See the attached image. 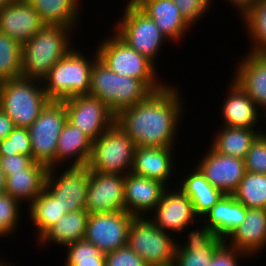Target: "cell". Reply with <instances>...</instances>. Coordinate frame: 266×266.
I'll return each mask as SVG.
<instances>
[{
	"label": "cell",
	"instance_id": "12",
	"mask_svg": "<svg viewBox=\"0 0 266 266\" xmlns=\"http://www.w3.org/2000/svg\"><path fill=\"white\" fill-rule=\"evenodd\" d=\"M62 102L67 111V120L92 140L97 139L115 123V115L93 95L72 96Z\"/></svg>",
	"mask_w": 266,
	"mask_h": 266
},
{
	"label": "cell",
	"instance_id": "31",
	"mask_svg": "<svg viewBox=\"0 0 266 266\" xmlns=\"http://www.w3.org/2000/svg\"><path fill=\"white\" fill-rule=\"evenodd\" d=\"M209 144L216 152L232 156L239 159H245L251 144L260 134H266V131L260 129L237 128L220 126Z\"/></svg>",
	"mask_w": 266,
	"mask_h": 266
},
{
	"label": "cell",
	"instance_id": "29",
	"mask_svg": "<svg viewBox=\"0 0 266 266\" xmlns=\"http://www.w3.org/2000/svg\"><path fill=\"white\" fill-rule=\"evenodd\" d=\"M89 214L85 209L65 213L57 223L49 227L38 239L39 245L51 242L60 247L85 238Z\"/></svg>",
	"mask_w": 266,
	"mask_h": 266
},
{
	"label": "cell",
	"instance_id": "33",
	"mask_svg": "<svg viewBox=\"0 0 266 266\" xmlns=\"http://www.w3.org/2000/svg\"><path fill=\"white\" fill-rule=\"evenodd\" d=\"M232 195L246 208L266 209V174L246 171Z\"/></svg>",
	"mask_w": 266,
	"mask_h": 266
},
{
	"label": "cell",
	"instance_id": "28",
	"mask_svg": "<svg viewBox=\"0 0 266 266\" xmlns=\"http://www.w3.org/2000/svg\"><path fill=\"white\" fill-rule=\"evenodd\" d=\"M187 173L179 179L178 187L192 201L196 216L202 220L224 194L212 186L197 167Z\"/></svg>",
	"mask_w": 266,
	"mask_h": 266
},
{
	"label": "cell",
	"instance_id": "24",
	"mask_svg": "<svg viewBox=\"0 0 266 266\" xmlns=\"http://www.w3.org/2000/svg\"><path fill=\"white\" fill-rule=\"evenodd\" d=\"M172 42L182 40L191 26L180 14L173 0H132ZM189 28V29H188Z\"/></svg>",
	"mask_w": 266,
	"mask_h": 266
},
{
	"label": "cell",
	"instance_id": "15",
	"mask_svg": "<svg viewBox=\"0 0 266 266\" xmlns=\"http://www.w3.org/2000/svg\"><path fill=\"white\" fill-rule=\"evenodd\" d=\"M125 175L89 172L85 210L88 214L125 211Z\"/></svg>",
	"mask_w": 266,
	"mask_h": 266
},
{
	"label": "cell",
	"instance_id": "50",
	"mask_svg": "<svg viewBox=\"0 0 266 266\" xmlns=\"http://www.w3.org/2000/svg\"><path fill=\"white\" fill-rule=\"evenodd\" d=\"M3 260V261H2ZM10 264V265H9ZM14 263H6V261H4V259H1L0 260V266H15V264L13 265Z\"/></svg>",
	"mask_w": 266,
	"mask_h": 266
},
{
	"label": "cell",
	"instance_id": "13",
	"mask_svg": "<svg viewBox=\"0 0 266 266\" xmlns=\"http://www.w3.org/2000/svg\"><path fill=\"white\" fill-rule=\"evenodd\" d=\"M133 218L126 211L89 214L84 239L104 254L124 247Z\"/></svg>",
	"mask_w": 266,
	"mask_h": 266
},
{
	"label": "cell",
	"instance_id": "22",
	"mask_svg": "<svg viewBox=\"0 0 266 266\" xmlns=\"http://www.w3.org/2000/svg\"><path fill=\"white\" fill-rule=\"evenodd\" d=\"M224 241L249 257L262 253L266 248V209L246 208L243 223Z\"/></svg>",
	"mask_w": 266,
	"mask_h": 266
},
{
	"label": "cell",
	"instance_id": "26",
	"mask_svg": "<svg viewBox=\"0 0 266 266\" xmlns=\"http://www.w3.org/2000/svg\"><path fill=\"white\" fill-rule=\"evenodd\" d=\"M48 167L33 161L22 172L9 173L6 180V193L28 206L45 189Z\"/></svg>",
	"mask_w": 266,
	"mask_h": 266
},
{
	"label": "cell",
	"instance_id": "1",
	"mask_svg": "<svg viewBox=\"0 0 266 266\" xmlns=\"http://www.w3.org/2000/svg\"><path fill=\"white\" fill-rule=\"evenodd\" d=\"M180 94L175 85L167 83L142 102L121 110L115 116V124L136 147H174L185 113L184 98Z\"/></svg>",
	"mask_w": 266,
	"mask_h": 266
},
{
	"label": "cell",
	"instance_id": "40",
	"mask_svg": "<svg viewBox=\"0 0 266 266\" xmlns=\"http://www.w3.org/2000/svg\"><path fill=\"white\" fill-rule=\"evenodd\" d=\"M185 21L193 27L211 9L212 0H173Z\"/></svg>",
	"mask_w": 266,
	"mask_h": 266
},
{
	"label": "cell",
	"instance_id": "47",
	"mask_svg": "<svg viewBox=\"0 0 266 266\" xmlns=\"http://www.w3.org/2000/svg\"><path fill=\"white\" fill-rule=\"evenodd\" d=\"M11 235L12 234L0 223V238L5 237L4 239H6V237L8 238Z\"/></svg>",
	"mask_w": 266,
	"mask_h": 266
},
{
	"label": "cell",
	"instance_id": "11",
	"mask_svg": "<svg viewBox=\"0 0 266 266\" xmlns=\"http://www.w3.org/2000/svg\"><path fill=\"white\" fill-rule=\"evenodd\" d=\"M58 168L60 169L61 166L48 169L45 189L66 213L85 209L89 185V167L87 165L65 166V169L62 168L61 171Z\"/></svg>",
	"mask_w": 266,
	"mask_h": 266
},
{
	"label": "cell",
	"instance_id": "19",
	"mask_svg": "<svg viewBox=\"0 0 266 266\" xmlns=\"http://www.w3.org/2000/svg\"><path fill=\"white\" fill-rule=\"evenodd\" d=\"M46 24L26 0H15L0 9V32L25 43Z\"/></svg>",
	"mask_w": 266,
	"mask_h": 266
},
{
	"label": "cell",
	"instance_id": "37",
	"mask_svg": "<svg viewBox=\"0 0 266 266\" xmlns=\"http://www.w3.org/2000/svg\"><path fill=\"white\" fill-rule=\"evenodd\" d=\"M27 155L32 158L31 140L27 127H15L0 141V155Z\"/></svg>",
	"mask_w": 266,
	"mask_h": 266
},
{
	"label": "cell",
	"instance_id": "4",
	"mask_svg": "<svg viewBox=\"0 0 266 266\" xmlns=\"http://www.w3.org/2000/svg\"><path fill=\"white\" fill-rule=\"evenodd\" d=\"M152 91L139 79L121 76L97 58L91 71L89 94L99 98L116 116L145 100Z\"/></svg>",
	"mask_w": 266,
	"mask_h": 266
},
{
	"label": "cell",
	"instance_id": "20",
	"mask_svg": "<svg viewBox=\"0 0 266 266\" xmlns=\"http://www.w3.org/2000/svg\"><path fill=\"white\" fill-rule=\"evenodd\" d=\"M226 91L220 114L223 125L227 127L259 129L260 108L253 99L232 79Z\"/></svg>",
	"mask_w": 266,
	"mask_h": 266
},
{
	"label": "cell",
	"instance_id": "17",
	"mask_svg": "<svg viewBox=\"0 0 266 266\" xmlns=\"http://www.w3.org/2000/svg\"><path fill=\"white\" fill-rule=\"evenodd\" d=\"M199 222L201 227L188 233L186 243L176 240L172 266H209L215 251L225 242L203 220L199 219Z\"/></svg>",
	"mask_w": 266,
	"mask_h": 266
},
{
	"label": "cell",
	"instance_id": "43",
	"mask_svg": "<svg viewBox=\"0 0 266 266\" xmlns=\"http://www.w3.org/2000/svg\"><path fill=\"white\" fill-rule=\"evenodd\" d=\"M32 162L33 159L27 155H0V166L6 176H8L9 173L22 172V170L26 169Z\"/></svg>",
	"mask_w": 266,
	"mask_h": 266
},
{
	"label": "cell",
	"instance_id": "35",
	"mask_svg": "<svg viewBox=\"0 0 266 266\" xmlns=\"http://www.w3.org/2000/svg\"><path fill=\"white\" fill-rule=\"evenodd\" d=\"M22 77V44L0 32V83Z\"/></svg>",
	"mask_w": 266,
	"mask_h": 266
},
{
	"label": "cell",
	"instance_id": "14",
	"mask_svg": "<svg viewBox=\"0 0 266 266\" xmlns=\"http://www.w3.org/2000/svg\"><path fill=\"white\" fill-rule=\"evenodd\" d=\"M152 213L153 215L148 216L149 219L160 230L172 234L185 233L188 227H193L194 223H199L192 201L177 186H174L173 189L167 187L163 191L161 200Z\"/></svg>",
	"mask_w": 266,
	"mask_h": 266
},
{
	"label": "cell",
	"instance_id": "45",
	"mask_svg": "<svg viewBox=\"0 0 266 266\" xmlns=\"http://www.w3.org/2000/svg\"><path fill=\"white\" fill-rule=\"evenodd\" d=\"M230 4H232V8H236L238 10V15L240 19L250 10V8L258 1V0H227ZM235 6V7H234Z\"/></svg>",
	"mask_w": 266,
	"mask_h": 266
},
{
	"label": "cell",
	"instance_id": "39",
	"mask_svg": "<svg viewBox=\"0 0 266 266\" xmlns=\"http://www.w3.org/2000/svg\"><path fill=\"white\" fill-rule=\"evenodd\" d=\"M244 161L247 172L266 174V134L255 139Z\"/></svg>",
	"mask_w": 266,
	"mask_h": 266
},
{
	"label": "cell",
	"instance_id": "48",
	"mask_svg": "<svg viewBox=\"0 0 266 266\" xmlns=\"http://www.w3.org/2000/svg\"><path fill=\"white\" fill-rule=\"evenodd\" d=\"M15 0H0V9L3 8L5 5L13 2Z\"/></svg>",
	"mask_w": 266,
	"mask_h": 266
},
{
	"label": "cell",
	"instance_id": "34",
	"mask_svg": "<svg viewBox=\"0 0 266 266\" xmlns=\"http://www.w3.org/2000/svg\"><path fill=\"white\" fill-rule=\"evenodd\" d=\"M241 19L252 45L248 51L266 54V0H258Z\"/></svg>",
	"mask_w": 266,
	"mask_h": 266
},
{
	"label": "cell",
	"instance_id": "6",
	"mask_svg": "<svg viewBox=\"0 0 266 266\" xmlns=\"http://www.w3.org/2000/svg\"><path fill=\"white\" fill-rule=\"evenodd\" d=\"M51 100L41 80L16 78L0 83V109L15 127H29Z\"/></svg>",
	"mask_w": 266,
	"mask_h": 266
},
{
	"label": "cell",
	"instance_id": "9",
	"mask_svg": "<svg viewBox=\"0 0 266 266\" xmlns=\"http://www.w3.org/2000/svg\"><path fill=\"white\" fill-rule=\"evenodd\" d=\"M176 238L160 230L149 217H134L129 228L127 245L147 266H172Z\"/></svg>",
	"mask_w": 266,
	"mask_h": 266
},
{
	"label": "cell",
	"instance_id": "42",
	"mask_svg": "<svg viewBox=\"0 0 266 266\" xmlns=\"http://www.w3.org/2000/svg\"><path fill=\"white\" fill-rule=\"evenodd\" d=\"M250 258L247 254L224 242L214 253L209 266H240V259Z\"/></svg>",
	"mask_w": 266,
	"mask_h": 266
},
{
	"label": "cell",
	"instance_id": "7",
	"mask_svg": "<svg viewBox=\"0 0 266 266\" xmlns=\"http://www.w3.org/2000/svg\"><path fill=\"white\" fill-rule=\"evenodd\" d=\"M126 7L122 11V17L113 25L115 33L123 39L131 48L145 56L154 65L157 64L167 37L159 30L145 12H143L132 0H127ZM162 46V47H161Z\"/></svg>",
	"mask_w": 266,
	"mask_h": 266
},
{
	"label": "cell",
	"instance_id": "2",
	"mask_svg": "<svg viewBox=\"0 0 266 266\" xmlns=\"http://www.w3.org/2000/svg\"><path fill=\"white\" fill-rule=\"evenodd\" d=\"M73 28L45 25L22 44V77L42 80L72 48ZM71 36V37H70Z\"/></svg>",
	"mask_w": 266,
	"mask_h": 266
},
{
	"label": "cell",
	"instance_id": "10",
	"mask_svg": "<svg viewBox=\"0 0 266 266\" xmlns=\"http://www.w3.org/2000/svg\"><path fill=\"white\" fill-rule=\"evenodd\" d=\"M67 111L62 101H50L28 127L32 159L48 168L55 166V154Z\"/></svg>",
	"mask_w": 266,
	"mask_h": 266
},
{
	"label": "cell",
	"instance_id": "25",
	"mask_svg": "<svg viewBox=\"0 0 266 266\" xmlns=\"http://www.w3.org/2000/svg\"><path fill=\"white\" fill-rule=\"evenodd\" d=\"M92 142L88 135L67 120L58 138L55 166H61L63 163L62 167H64L67 166V162L68 166L87 165L92 151Z\"/></svg>",
	"mask_w": 266,
	"mask_h": 266
},
{
	"label": "cell",
	"instance_id": "41",
	"mask_svg": "<svg viewBox=\"0 0 266 266\" xmlns=\"http://www.w3.org/2000/svg\"><path fill=\"white\" fill-rule=\"evenodd\" d=\"M105 266H147L128 245L105 254Z\"/></svg>",
	"mask_w": 266,
	"mask_h": 266
},
{
	"label": "cell",
	"instance_id": "3",
	"mask_svg": "<svg viewBox=\"0 0 266 266\" xmlns=\"http://www.w3.org/2000/svg\"><path fill=\"white\" fill-rule=\"evenodd\" d=\"M95 54V55H94ZM91 59L74 47L60 59L41 80L51 101H63L72 96L89 94L91 71L98 58L97 50Z\"/></svg>",
	"mask_w": 266,
	"mask_h": 266
},
{
	"label": "cell",
	"instance_id": "8",
	"mask_svg": "<svg viewBox=\"0 0 266 266\" xmlns=\"http://www.w3.org/2000/svg\"><path fill=\"white\" fill-rule=\"evenodd\" d=\"M136 144L117 124L92 142L90 171L127 175L132 170Z\"/></svg>",
	"mask_w": 266,
	"mask_h": 266
},
{
	"label": "cell",
	"instance_id": "44",
	"mask_svg": "<svg viewBox=\"0 0 266 266\" xmlns=\"http://www.w3.org/2000/svg\"><path fill=\"white\" fill-rule=\"evenodd\" d=\"M14 128L13 120L0 109V141L6 138Z\"/></svg>",
	"mask_w": 266,
	"mask_h": 266
},
{
	"label": "cell",
	"instance_id": "27",
	"mask_svg": "<svg viewBox=\"0 0 266 266\" xmlns=\"http://www.w3.org/2000/svg\"><path fill=\"white\" fill-rule=\"evenodd\" d=\"M246 216V207L233 195H223L202 219L221 239L225 240Z\"/></svg>",
	"mask_w": 266,
	"mask_h": 266
},
{
	"label": "cell",
	"instance_id": "38",
	"mask_svg": "<svg viewBox=\"0 0 266 266\" xmlns=\"http://www.w3.org/2000/svg\"><path fill=\"white\" fill-rule=\"evenodd\" d=\"M21 203L8 193L0 194V223L12 234L18 230ZM17 229V230H16Z\"/></svg>",
	"mask_w": 266,
	"mask_h": 266
},
{
	"label": "cell",
	"instance_id": "49",
	"mask_svg": "<svg viewBox=\"0 0 266 266\" xmlns=\"http://www.w3.org/2000/svg\"><path fill=\"white\" fill-rule=\"evenodd\" d=\"M260 109H262V111L260 110V113L263 112V115L260 117V120H263L264 117L266 118V104H264Z\"/></svg>",
	"mask_w": 266,
	"mask_h": 266
},
{
	"label": "cell",
	"instance_id": "36",
	"mask_svg": "<svg viewBox=\"0 0 266 266\" xmlns=\"http://www.w3.org/2000/svg\"><path fill=\"white\" fill-rule=\"evenodd\" d=\"M65 248L64 266H105V254L85 239L68 244Z\"/></svg>",
	"mask_w": 266,
	"mask_h": 266
},
{
	"label": "cell",
	"instance_id": "32",
	"mask_svg": "<svg viewBox=\"0 0 266 266\" xmlns=\"http://www.w3.org/2000/svg\"><path fill=\"white\" fill-rule=\"evenodd\" d=\"M28 207L29 219L36 228L37 239L66 213L46 189Z\"/></svg>",
	"mask_w": 266,
	"mask_h": 266
},
{
	"label": "cell",
	"instance_id": "21",
	"mask_svg": "<svg viewBox=\"0 0 266 266\" xmlns=\"http://www.w3.org/2000/svg\"><path fill=\"white\" fill-rule=\"evenodd\" d=\"M173 150L174 147H136L131 172L170 187L169 181L176 166Z\"/></svg>",
	"mask_w": 266,
	"mask_h": 266
},
{
	"label": "cell",
	"instance_id": "30",
	"mask_svg": "<svg viewBox=\"0 0 266 266\" xmlns=\"http://www.w3.org/2000/svg\"><path fill=\"white\" fill-rule=\"evenodd\" d=\"M46 25H64L76 30L82 0H26ZM80 7V8H79ZM80 18V19H79ZM79 21V23H78Z\"/></svg>",
	"mask_w": 266,
	"mask_h": 266
},
{
	"label": "cell",
	"instance_id": "23",
	"mask_svg": "<svg viewBox=\"0 0 266 266\" xmlns=\"http://www.w3.org/2000/svg\"><path fill=\"white\" fill-rule=\"evenodd\" d=\"M241 58L232 79L261 108L266 104V54L249 51Z\"/></svg>",
	"mask_w": 266,
	"mask_h": 266
},
{
	"label": "cell",
	"instance_id": "5",
	"mask_svg": "<svg viewBox=\"0 0 266 266\" xmlns=\"http://www.w3.org/2000/svg\"><path fill=\"white\" fill-rule=\"evenodd\" d=\"M111 33V37L107 35L95 47L98 58L113 72L141 80L152 92L161 90L167 83L158 77L157 65L131 48L114 31Z\"/></svg>",
	"mask_w": 266,
	"mask_h": 266
},
{
	"label": "cell",
	"instance_id": "16",
	"mask_svg": "<svg viewBox=\"0 0 266 266\" xmlns=\"http://www.w3.org/2000/svg\"><path fill=\"white\" fill-rule=\"evenodd\" d=\"M197 164L210 184L225 195H232L237 190L246 172L243 159L220 154L211 146Z\"/></svg>",
	"mask_w": 266,
	"mask_h": 266
},
{
	"label": "cell",
	"instance_id": "18",
	"mask_svg": "<svg viewBox=\"0 0 266 266\" xmlns=\"http://www.w3.org/2000/svg\"><path fill=\"white\" fill-rule=\"evenodd\" d=\"M166 188L159 181L128 173L124 181L125 211L134 217H148L160 202Z\"/></svg>",
	"mask_w": 266,
	"mask_h": 266
},
{
	"label": "cell",
	"instance_id": "46",
	"mask_svg": "<svg viewBox=\"0 0 266 266\" xmlns=\"http://www.w3.org/2000/svg\"><path fill=\"white\" fill-rule=\"evenodd\" d=\"M6 180L7 176L5 175L3 169L0 166V194L6 192Z\"/></svg>",
	"mask_w": 266,
	"mask_h": 266
}]
</instances>
